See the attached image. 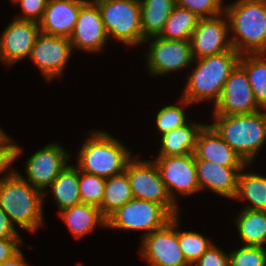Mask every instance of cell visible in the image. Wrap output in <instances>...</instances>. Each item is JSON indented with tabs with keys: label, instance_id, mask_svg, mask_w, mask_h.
Listing matches in <instances>:
<instances>
[{
	"label": "cell",
	"instance_id": "obj_4",
	"mask_svg": "<svg viewBox=\"0 0 266 266\" xmlns=\"http://www.w3.org/2000/svg\"><path fill=\"white\" fill-rule=\"evenodd\" d=\"M261 111L250 114L213 115L216 122L209 124L249 165L266 143V111Z\"/></svg>",
	"mask_w": 266,
	"mask_h": 266
},
{
	"label": "cell",
	"instance_id": "obj_41",
	"mask_svg": "<svg viewBox=\"0 0 266 266\" xmlns=\"http://www.w3.org/2000/svg\"><path fill=\"white\" fill-rule=\"evenodd\" d=\"M6 135V133L0 127V140Z\"/></svg>",
	"mask_w": 266,
	"mask_h": 266
},
{
	"label": "cell",
	"instance_id": "obj_21",
	"mask_svg": "<svg viewBox=\"0 0 266 266\" xmlns=\"http://www.w3.org/2000/svg\"><path fill=\"white\" fill-rule=\"evenodd\" d=\"M70 232L75 238H81L90 233L96 225L106 226L107 220L101 214L99 207L79 203L59 212Z\"/></svg>",
	"mask_w": 266,
	"mask_h": 266
},
{
	"label": "cell",
	"instance_id": "obj_36",
	"mask_svg": "<svg viewBox=\"0 0 266 266\" xmlns=\"http://www.w3.org/2000/svg\"><path fill=\"white\" fill-rule=\"evenodd\" d=\"M48 0H15V3H20L23 15L17 19L30 20L38 22L42 19L43 13L46 9Z\"/></svg>",
	"mask_w": 266,
	"mask_h": 266
},
{
	"label": "cell",
	"instance_id": "obj_27",
	"mask_svg": "<svg viewBox=\"0 0 266 266\" xmlns=\"http://www.w3.org/2000/svg\"><path fill=\"white\" fill-rule=\"evenodd\" d=\"M234 199L250 201L243 209L266 211V177L240 171Z\"/></svg>",
	"mask_w": 266,
	"mask_h": 266
},
{
	"label": "cell",
	"instance_id": "obj_29",
	"mask_svg": "<svg viewBox=\"0 0 266 266\" xmlns=\"http://www.w3.org/2000/svg\"><path fill=\"white\" fill-rule=\"evenodd\" d=\"M199 17L180 6H175L159 37L168 40H190L198 25Z\"/></svg>",
	"mask_w": 266,
	"mask_h": 266
},
{
	"label": "cell",
	"instance_id": "obj_40",
	"mask_svg": "<svg viewBox=\"0 0 266 266\" xmlns=\"http://www.w3.org/2000/svg\"><path fill=\"white\" fill-rule=\"evenodd\" d=\"M24 259L23 253H21V250H19L11 258L3 261L0 266H28Z\"/></svg>",
	"mask_w": 266,
	"mask_h": 266
},
{
	"label": "cell",
	"instance_id": "obj_16",
	"mask_svg": "<svg viewBox=\"0 0 266 266\" xmlns=\"http://www.w3.org/2000/svg\"><path fill=\"white\" fill-rule=\"evenodd\" d=\"M109 38L99 7L88 0L80 9L70 43L73 49L86 52L100 51Z\"/></svg>",
	"mask_w": 266,
	"mask_h": 266
},
{
	"label": "cell",
	"instance_id": "obj_23",
	"mask_svg": "<svg viewBox=\"0 0 266 266\" xmlns=\"http://www.w3.org/2000/svg\"><path fill=\"white\" fill-rule=\"evenodd\" d=\"M143 39L159 36L176 0H140Z\"/></svg>",
	"mask_w": 266,
	"mask_h": 266
},
{
	"label": "cell",
	"instance_id": "obj_9",
	"mask_svg": "<svg viewBox=\"0 0 266 266\" xmlns=\"http://www.w3.org/2000/svg\"><path fill=\"white\" fill-rule=\"evenodd\" d=\"M177 228L174 216L163 228L143 236L139 252L149 266H191L179 247Z\"/></svg>",
	"mask_w": 266,
	"mask_h": 266
},
{
	"label": "cell",
	"instance_id": "obj_28",
	"mask_svg": "<svg viewBox=\"0 0 266 266\" xmlns=\"http://www.w3.org/2000/svg\"><path fill=\"white\" fill-rule=\"evenodd\" d=\"M239 64L248 75L257 104L266 110V53L242 54Z\"/></svg>",
	"mask_w": 266,
	"mask_h": 266
},
{
	"label": "cell",
	"instance_id": "obj_11",
	"mask_svg": "<svg viewBox=\"0 0 266 266\" xmlns=\"http://www.w3.org/2000/svg\"><path fill=\"white\" fill-rule=\"evenodd\" d=\"M169 197L177 204L176 193L190 195L199 192L194 153L178 156H157L154 160ZM173 190H175L173 192Z\"/></svg>",
	"mask_w": 266,
	"mask_h": 266
},
{
	"label": "cell",
	"instance_id": "obj_34",
	"mask_svg": "<svg viewBox=\"0 0 266 266\" xmlns=\"http://www.w3.org/2000/svg\"><path fill=\"white\" fill-rule=\"evenodd\" d=\"M176 5L188 9L199 18L223 14L225 9L222 0H176Z\"/></svg>",
	"mask_w": 266,
	"mask_h": 266
},
{
	"label": "cell",
	"instance_id": "obj_37",
	"mask_svg": "<svg viewBox=\"0 0 266 266\" xmlns=\"http://www.w3.org/2000/svg\"><path fill=\"white\" fill-rule=\"evenodd\" d=\"M192 266H230L229 253L212 244Z\"/></svg>",
	"mask_w": 266,
	"mask_h": 266
},
{
	"label": "cell",
	"instance_id": "obj_14",
	"mask_svg": "<svg viewBox=\"0 0 266 266\" xmlns=\"http://www.w3.org/2000/svg\"><path fill=\"white\" fill-rule=\"evenodd\" d=\"M73 51L70 39L40 32L30 54V60L45 79L61 76Z\"/></svg>",
	"mask_w": 266,
	"mask_h": 266
},
{
	"label": "cell",
	"instance_id": "obj_8",
	"mask_svg": "<svg viewBox=\"0 0 266 266\" xmlns=\"http://www.w3.org/2000/svg\"><path fill=\"white\" fill-rule=\"evenodd\" d=\"M125 172L134 198L159 203L173 217L178 215V206L169 197L154 161L132 157L126 164Z\"/></svg>",
	"mask_w": 266,
	"mask_h": 266
},
{
	"label": "cell",
	"instance_id": "obj_35",
	"mask_svg": "<svg viewBox=\"0 0 266 266\" xmlns=\"http://www.w3.org/2000/svg\"><path fill=\"white\" fill-rule=\"evenodd\" d=\"M12 139L7 136V134L0 140V175L1 173L7 171L8 168L11 167L12 163L15 162V159L18 158L19 154H21L22 149L12 144ZM14 170H9L7 175H4L0 178V182L7 178Z\"/></svg>",
	"mask_w": 266,
	"mask_h": 266
},
{
	"label": "cell",
	"instance_id": "obj_6",
	"mask_svg": "<svg viewBox=\"0 0 266 266\" xmlns=\"http://www.w3.org/2000/svg\"><path fill=\"white\" fill-rule=\"evenodd\" d=\"M108 33L129 46L145 43L141 28L140 0H93Z\"/></svg>",
	"mask_w": 266,
	"mask_h": 266
},
{
	"label": "cell",
	"instance_id": "obj_39",
	"mask_svg": "<svg viewBox=\"0 0 266 266\" xmlns=\"http://www.w3.org/2000/svg\"><path fill=\"white\" fill-rule=\"evenodd\" d=\"M15 225L0 206V238H19Z\"/></svg>",
	"mask_w": 266,
	"mask_h": 266
},
{
	"label": "cell",
	"instance_id": "obj_1",
	"mask_svg": "<svg viewBox=\"0 0 266 266\" xmlns=\"http://www.w3.org/2000/svg\"><path fill=\"white\" fill-rule=\"evenodd\" d=\"M224 8L235 33L232 48L240 55L266 53V0H236Z\"/></svg>",
	"mask_w": 266,
	"mask_h": 266
},
{
	"label": "cell",
	"instance_id": "obj_26",
	"mask_svg": "<svg viewBox=\"0 0 266 266\" xmlns=\"http://www.w3.org/2000/svg\"><path fill=\"white\" fill-rule=\"evenodd\" d=\"M127 173L111 176L106 179L103 201L99 207L101 214L107 219L113 212L133 199Z\"/></svg>",
	"mask_w": 266,
	"mask_h": 266
},
{
	"label": "cell",
	"instance_id": "obj_25",
	"mask_svg": "<svg viewBox=\"0 0 266 266\" xmlns=\"http://www.w3.org/2000/svg\"><path fill=\"white\" fill-rule=\"evenodd\" d=\"M235 222L244 245L264 247L266 244V211L243 209Z\"/></svg>",
	"mask_w": 266,
	"mask_h": 266
},
{
	"label": "cell",
	"instance_id": "obj_19",
	"mask_svg": "<svg viewBox=\"0 0 266 266\" xmlns=\"http://www.w3.org/2000/svg\"><path fill=\"white\" fill-rule=\"evenodd\" d=\"M195 165L200 190L208 188L220 196L234 199L239 173L244 167H225L203 159H195Z\"/></svg>",
	"mask_w": 266,
	"mask_h": 266
},
{
	"label": "cell",
	"instance_id": "obj_38",
	"mask_svg": "<svg viewBox=\"0 0 266 266\" xmlns=\"http://www.w3.org/2000/svg\"><path fill=\"white\" fill-rule=\"evenodd\" d=\"M22 243L21 238H0V264L15 255Z\"/></svg>",
	"mask_w": 266,
	"mask_h": 266
},
{
	"label": "cell",
	"instance_id": "obj_15",
	"mask_svg": "<svg viewBox=\"0 0 266 266\" xmlns=\"http://www.w3.org/2000/svg\"><path fill=\"white\" fill-rule=\"evenodd\" d=\"M70 156L57 143L46 145L35 152L26 162V176L28 183L41 192H46L58 174L66 167Z\"/></svg>",
	"mask_w": 266,
	"mask_h": 266
},
{
	"label": "cell",
	"instance_id": "obj_10",
	"mask_svg": "<svg viewBox=\"0 0 266 266\" xmlns=\"http://www.w3.org/2000/svg\"><path fill=\"white\" fill-rule=\"evenodd\" d=\"M214 106V115L250 114L263 110L257 104L248 75L239 63L227 78Z\"/></svg>",
	"mask_w": 266,
	"mask_h": 266
},
{
	"label": "cell",
	"instance_id": "obj_17",
	"mask_svg": "<svg viewBox=\"0 0 266 266\" xmlns=\"http://www.w3.org/2000/svg\"><path fill=\"white\" fill-rule=\"evenodd\" d=\"M39 33L38 22L16 17L0 37V60L11 66L25 57H30Z\"/></svg>",
	"mask_w": 266,
	"mask_h": 266
},
{
	"label": "cell",
	"instance_id": "obj_18",
	"mask_svg": "<svg viewBox=\"0 0 266 266\" xmlns=\"http://www.w3.org/2000/svg\"><path fill=\"white\" fill-rule=\"evenodd\" d=\"M88 0H48L42 19L40 32L70 38L77 22L81 7Z\"/></svg>",
	"mask_w": 266,
	"mask_h": 266
},
{
	"label": "cell",
	"instance_id": "obj_31",
	"mask_svg": "<svg viewBox=\"0 0 266 266\" xmlns=\"http://www.w3.org/2000/svg\"><path fill=\"white\" fill-rule=\"evenodd\" d=\"M178 242L186 261L192 266L213 244L200 233L179 231Z\"/></svg>",
	"mask_w": 266,
	"mask_h": 266
},
{
	"label": "cell",
	"instance_id": "obj_2",
	"mask_svg": "<svg viewBox=\"0 0 266 266\" xmlns=\"http://www.w3.org/2000/svg\"><path fill=\"white\" fill-rule=\"evenodd\" d=\"M239 59L240 54L234 48L218 55L193 59L198 65L188 76L187 85L180 99L182 107L184 104L187 106L204 100H214L215 104Z\"/></svg>",
	"mask_w": 266,
	"mask_h": 266
},
{
	"label": "cell",
	"instance_id": "obj_32",
	"mask_svg": "<svg viewBox=\"0 0 266 266\" xmlns=\"http://www.w3.org/2000/svg\"><path fill=\"white\" fill-rule=\"evenodd\" d=\"M230 266H266V249L263 246L243 245L229 252Z\"/></svg>",
	"mask_w": 266,
	"mask_h": 266
},
{
	"label": "cell",
	"instance_id": "obj_12",
	"mask_svg": "<svg viewBox=\"0 0 266 266\" xmlns=\"http://www.w3.org/2000/svg\"><path fill=\"white\" fill-rule=\"evenodd\" d=\"M149 44L147 61L148 70L152 75H166L170 72L184 70L193 62L191 45L189 40H168L154 36Z\"/></svg>",
	"mask_w": 266,
	"mask_h": 266
},
{
	"label": "cell",
	"instance_id": "obj_33",
	"mask_svg": "<svg viewBox=\"0 0 266 266\" xmlns=\"http://www.w3.org/2000/svg\"><path fill=\"white\" fill-rule=\"evenodd\" d=\"M187 122L183 108L176 105L164 106L156 115V127L161 135L177 129Z\"/></svg>",
	"mask_w": 266,
	"mask_h": 266
},
{
	"label": "cell",
	"instance_id": "obj_5",
	"mask_svg": "<svg viewBox=\"0 0 266 266\" xmlns=\"http://www.w3.org/2000/svg\"><path fill=\"white\" fill-rule=\"evenodd\" d=\"M90 136L79 150L77 168L104 179L123 173L133 157L127 147L104 131H92Z\"/></svg>",
	"mask_w": 266,
	"mask_h": 266
},
{
	"label": "cell",
	"instance_id": "obj_20",
	"mask_svg": "<svg viewBox=\"0 0 266 266\" xmlns=\"http://www.w3.org/2000/svg\"><path fill=\"white\" fill-rule=\"evenodd\" d=\"M194 159L213 161L225 167L249 166L208 124L198 134Z\"/></svg>",
	"mask_w": 266,
	"mask_h": 266
},
{
	"label": "cell",
	"instance_id": "obj_13",
	"mask_svg": "<svg viewBox=\"0 0 266 266\" xmlns=\"http://www.w3.org/2000/svg\"><path fill=\"white\" fill-rule=\"evenodd\" d=\"M221 15L225 16V19L221 18ZM229 33V20L225 12L214 17L200 18L189 40L193 59L230 51L232 45L230 37L228 38Z\"/></svg>",
	"mask_w": 266,
	"mask_h": 266
},
{
	"label": "cell",
	"instance_id": "obj_30",
	"mask_svg": "<svg viewBox=\"0 0 266 266\" xmlns=\"http://www.w3.org/2000/svg\"><path fill=\"white\" fill-rule=\"evenodd\" d=\"M106 179L95 174L79 170V192L81 203L101 206L104 196Z\"/></svg>",
	"mask_w": 266,
	"mask_h": 266
},
{
	"label": "cell",
	"instance_id": "obj_24",
	"mask_svg": "<svg viewBox=\"0 0 266 266\" xmlns=\"http://www.w3.org/2000/svg\"><path fill=\"white\" fill-rule=\"evenodd\" d=\"M78 186L79 169L77 166L66 165L49 186V188L51 187V192L59 212L81 203Z\"/></svg>",
	"mask_w": 266,
	"mask_h": 266
},
{
	"label": "cell",
	"instance_id": "obj_3",
	"mask_svg": "<svg viewBox=\"0 0 266 266\" xmlns=\"http://www.w3.org/2000/svg\"><path fill=\"white\" fill-rule=\"evenodd\" d=\"M44 196L45 193L25 181L15 170L0 182V206L13 224L16 223L30 232H35L44 224Z\"/></svg>",
	"mask_w": 266,
	"mask_h": 266
},
{
	"label": "cell",
	"instance_id": "obj_22",
	"mask_svg": "<svg viewBox=\"0 0 266 266\" xmlns=\"http://www.w3.org/2000/svg\"><path fill=\"white\" fill-rule=\"evenodd\" d=\"M205 124L186 123L161 135V149L157 156H178L194 153L199 132Z\"/></svg>",
	"mask_w": 266,
	"mask_h": 266
},
{
	"label": "cell",
	"instance_id": "obj_7",
	"mask_svg": "<svg viewBox=\"0 0 266 266\" xmlns=\"http://www.w3.org/2000/svg\"><path fill=\"white\" fill-rule=\"evenodd\" d=\"M173 216L159 203L133 198L113 212L106 227L124 230H143V236L163 228Z\"/></svg>",
	"mask_w": 266,
	"mask_h": 266
}]
</instances>
